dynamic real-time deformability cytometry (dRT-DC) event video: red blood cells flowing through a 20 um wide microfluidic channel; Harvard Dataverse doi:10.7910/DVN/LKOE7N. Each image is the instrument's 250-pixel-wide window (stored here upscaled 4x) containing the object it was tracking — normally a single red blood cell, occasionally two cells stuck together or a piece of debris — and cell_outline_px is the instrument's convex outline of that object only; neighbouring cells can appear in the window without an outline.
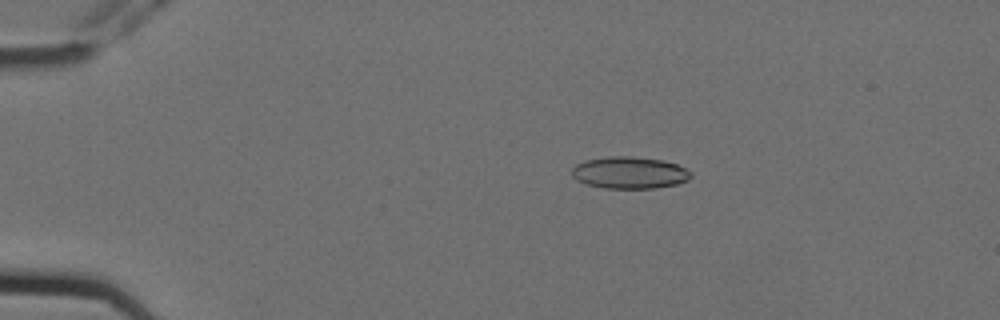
{"species": "Egyptian fruit bat (a non-hibernating species)", "species_latin": "Rousettus aegyptiacus", "temperature_condition": "cold", "stored_images_in_passage": 6, "camera_frame_rate_fps": 3000, "um_per_image_px": 0.085, "animal": {"sex": "female"}, "frame": {"image": 1, "passage_image": 4, "time_ms": 1.0, "image_size_px": [1000, 320], "cell_outline_px": [[692, 176], [688, 180], [676, 184], [656, 188], [604, 188], [588, 184], [576, 180], [572, 176], [572, 168], [576, 164], [584, 160], [612, 156], [632, 156], [664, 160], [676, 164], [692, 172]], "centroid_in_image_um": [53.51, 14.67], "position_along_channel_um": 31.5, "area_um2": 22.2}}